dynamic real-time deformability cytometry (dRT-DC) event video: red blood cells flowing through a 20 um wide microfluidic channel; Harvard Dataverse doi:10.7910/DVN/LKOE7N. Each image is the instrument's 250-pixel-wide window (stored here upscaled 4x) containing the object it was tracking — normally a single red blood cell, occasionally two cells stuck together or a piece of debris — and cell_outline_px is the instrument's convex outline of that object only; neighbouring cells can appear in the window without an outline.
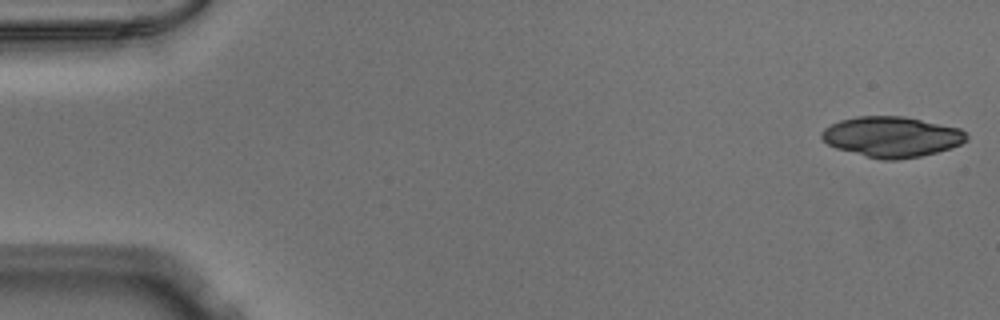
{"species": "Egyptian fruit bat (a non-hibernating species)", "species_latin": "Rousettus aegyptiacus", "temperature_condition": "warm", "stored_images_in_passage": 14, "camera_frame_rate_fps": 3000, "um_per_image_px": 0.085, "animal": {"sex": "male"}, "frame": {"image": 1, "passage_image": 1, "time_ms": 0.0, "image_size_px": [1000, 320], "cell_outline_px": [[968, 140], [960, 144], [936, 152], [920, 156], [896, 160], [884, 160], [836, 148], [828, 144], [820, 136], [820, 132], [824, 128], [840, 120], [856, 116], [904, 116], [960, 128], [968, 136]], "centroid_in_image_um": [75.79, 11.61], "position_along_channel_um": 9.2, "area_um2": 33.93}}
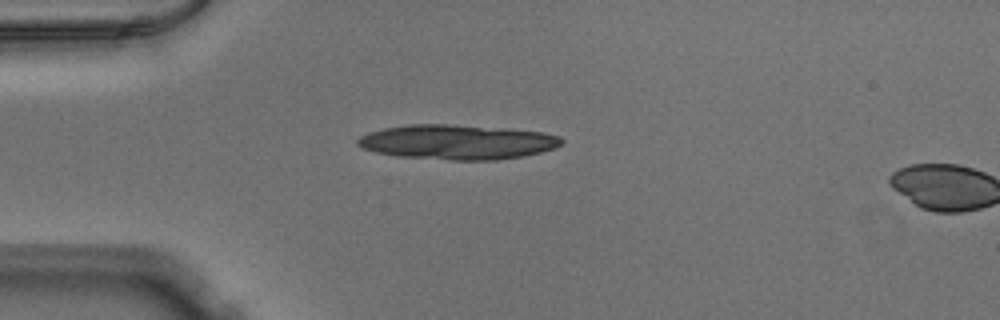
{"frame": {"image": 2, "passage_image": 13, "time_ms": 4.0, "image_size_px": [1000, 320], "cell_outline_px": [[564, 140], [556, 148], [524, 156], [496, 160], [452, 160], [400, 156], [376, 152], [360, 148], [356, 144], [356, 140], [360, 136], [368, 132], [384, 128], [408, 124], [448, 124], [544, 132], [560, 136]], "centroid_in_image_um": [38.84, 12.07], "position_along_channel_um": 46.2, "area_um2": 41.21}}